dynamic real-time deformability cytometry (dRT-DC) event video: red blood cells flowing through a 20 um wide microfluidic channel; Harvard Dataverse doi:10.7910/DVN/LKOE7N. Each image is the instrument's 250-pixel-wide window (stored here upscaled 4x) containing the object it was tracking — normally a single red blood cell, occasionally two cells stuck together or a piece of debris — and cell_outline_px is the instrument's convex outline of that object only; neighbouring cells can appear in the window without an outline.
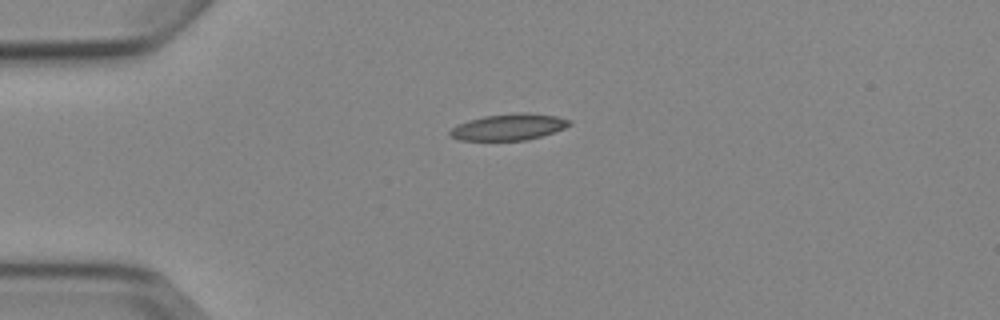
{"species": "Egyptian fruit bat (a non-hibernating species)", "species_latin": "Rousettus aegyptiacus", "temperature_condition": "cold", "stored_images_in_passage": 2, "camera_frame_rate_fps": 3000, "um_per_image_px": 0.085, "animal": {"sex": "female"}, "frame": {"image": 1, "passage_image": 1, "time_ms": 0.0, "image_size_px": [1000, 320], "cell_outline_px": [[572, 124], [564, 128], [528, 140], [460, 140], [448, 136], [448, 132], [456, 124], [468, 120], [484, 116], [520, 112], [528, 112], [556, 116], [572, 120]], "centroid_in_image_um": [43.22, 10.79], "position_along_channel_um": 41.8, "area_um2": 18.44}}